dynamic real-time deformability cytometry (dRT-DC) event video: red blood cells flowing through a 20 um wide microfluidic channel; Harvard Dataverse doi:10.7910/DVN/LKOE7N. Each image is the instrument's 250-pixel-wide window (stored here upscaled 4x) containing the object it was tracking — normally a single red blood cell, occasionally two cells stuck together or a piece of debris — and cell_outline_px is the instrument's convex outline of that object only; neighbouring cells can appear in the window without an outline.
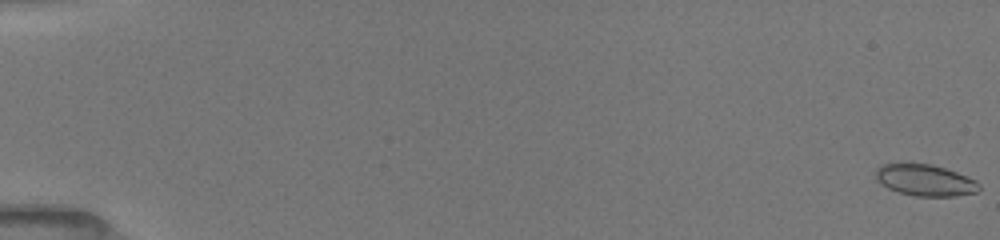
{"species": "common noctule bat (a hibernating species)", "species_latin": "Nyctalus noctula", "temperature_condition": "room temperature", "stored_images_in_passage": 47, "camera_frame_rate_fps": 3000, "um_per_image_px": 0.085, "animal": {"sex": "female", "body_mass_g": 19.5, "forearm_length_mm": 54.1}, "frame": {"image": 1, "passage_image": 1, "time_ms": 0.0, "image_size_px": [1000, 240], "cell_outline_px": [[980, 188], [976, 192], [956, 196], [916, 196], [900, 192], [888, 188], [880, 184], [876, 180], [876, 168], [880, 164], [932, 164], [956, 172], [976, 180], [980, 184]], "centroid_in_image_um": [78.63, 15.32], "position_along_channel_um": 6.4, "area_um2": 18.84}}
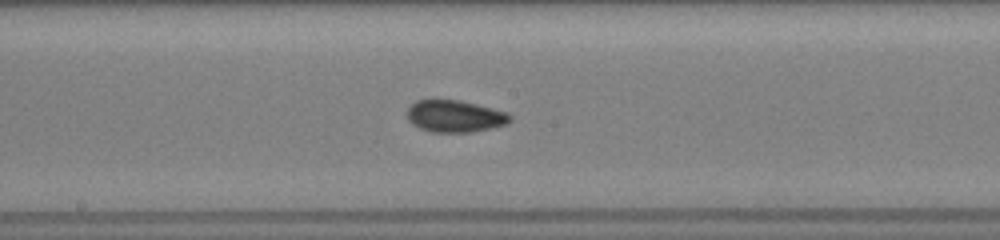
{"frame": {"image": 2, "passage_image": 27, "time_ms": 9.667, "image_size_px": [1000, 240], "cell_outline_px": [[512, 120], [508, 124], [492, 128], [472, 132], [432, 132], [420, 128], [412, 124], [408, 120], [408, 108], [416, 100], [432, 96], [460, 100], [508, 112], [512, 116]], "centroid_in_image_um": [38.65, 9.83], "position_along_channel_um": 209.5, "area_um2": 19.88}}
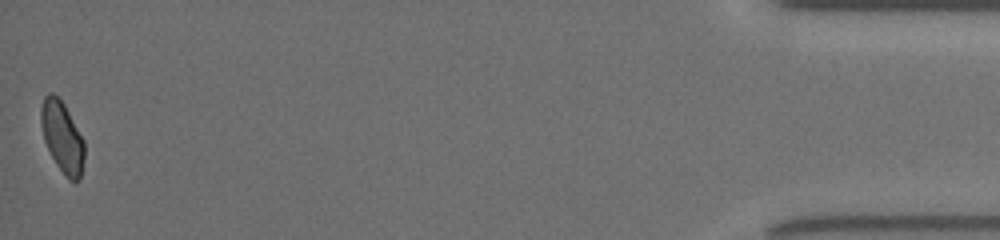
{"frame": {"image": 3, "passage_image": 47, "time_ms": 17.333, "image_size_px": [1000, 240], "cell_outline_px": [[84, 160], [80, 176], [76, 184], [68, 180], [56, 164], [44, 140], [40, 124], [40, 108], [44, 96], [48, 92], [52, 92], [64, 104], [84, 140]], "centroid_in_image_um": [5.28, 11.65], "position_along_channel_um": 429.9, "area_um2": 18.03}, "authors_computed_cell_mechanics": {"area_um2": 18.6694, "velocity_mm_per_s": 3.9804, "shape_relaxation_time_tau1_ms": 9.2221, "shape_relaxation_time_tau2_ms": 2.4056, "deformation_change_tau1": 0.17, "deformation_change_tau2": 0.06}}